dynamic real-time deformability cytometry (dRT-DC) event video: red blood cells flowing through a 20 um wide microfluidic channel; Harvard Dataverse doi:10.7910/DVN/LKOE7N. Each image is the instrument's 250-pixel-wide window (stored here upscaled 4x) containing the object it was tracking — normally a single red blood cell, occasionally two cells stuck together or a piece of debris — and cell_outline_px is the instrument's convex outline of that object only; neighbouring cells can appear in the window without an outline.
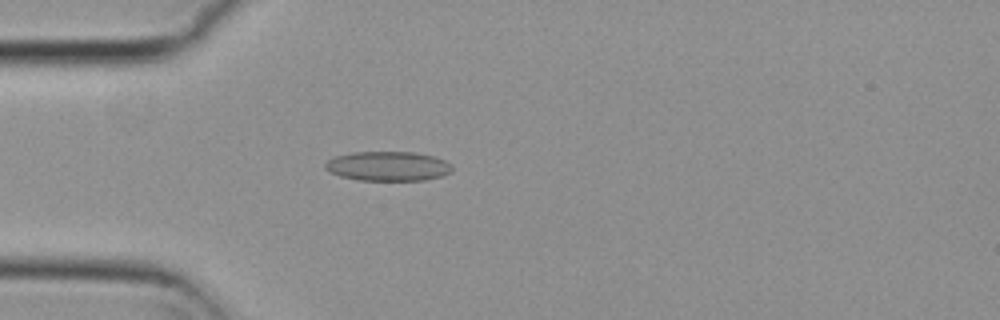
{"species": "common noctule bat (a hibernating species)", "species_latin": "Nyctalus noctula", "temperature_condition": "cold", "stored_images_in_passage": 54, "camera_frame_rate_fps": 3000, "um_per_image_px": 0.085, "animal": {"sex": "female", "body_mass_g": 29.2, "forearm_length_mm": 56.3}, "frame": {"image": 1, "passage_image": 15, "time_ms": 4.667, "image_size_px": [1000, 320], "cell_outline_px": [[452, 172], [440, 176], [424, 180], [356, 180], [340, 176], [324, 168], [324, 164], [328, 160], [336, 156], [352, 152], [412, 152], [432, 156], [444, 160], [452, 164]], "centroid_in_image_um": [32.97, 14.12], "position_along_channel_um": 52.0, "area_um2": 21.73}}
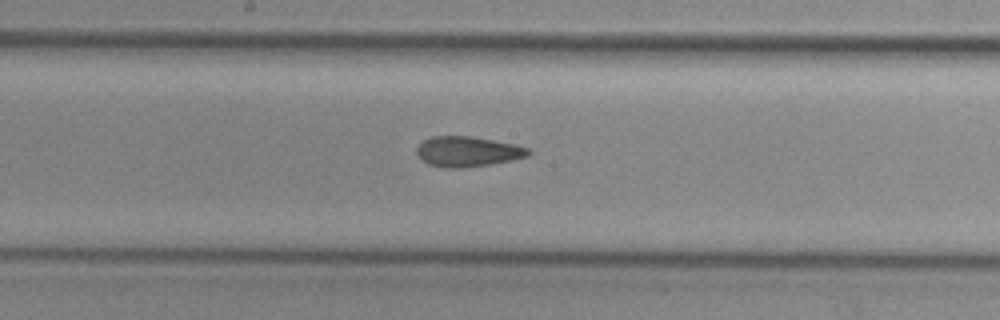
{"frame": {"image": 2, "passage_image": 28, "time_ms": 9.0, "image_size_px": [1000, 320], "cell_outline_px": [[532, 152], [528, 156], [488, 164], [460, 168], [444, 168], [428, 164], [420, 160], [416, 152], [416, 148], [424, 140], [432, 136], [468, 136], [492, 140], [512, 144], [528, 148]], "centroid_in_image_um": [39.68, 12.88], "position_along_channel_um": 208.5, "area_um2": 19.42}}
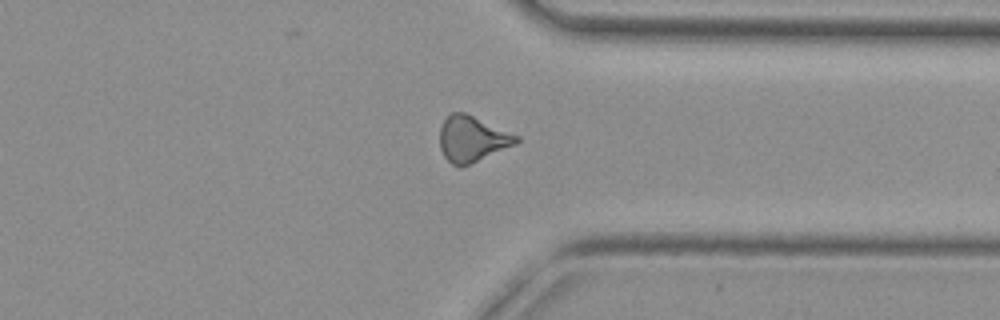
{"frame": {"image": 3, "passage_image": 41, "time_ms": 13.333, "image_size_px": [1000, 320], "cell_outline_px": [[520, 140], [516, 144], [460, 168], [452, 164], [444, 156], [440, 148], [440, 128], [444, 120], [452, 112], [464, 112], [520, 136]], "centroid_in_image_um": [40.13, 11.81], "position_along_channel_um": 371.3, "area_um2": 20.29}, "authors_computed_cell_mechanics": {"area_um2": 19.9988, "velocity_mm_per_s": 3.8089, "shape_relaxation_time_tau1_ms": null, "shape_relaxation_time_tau2_ms": 2.8715, "deformation_change_tau1": null, "deformation_change_tau2": 0.1023}}